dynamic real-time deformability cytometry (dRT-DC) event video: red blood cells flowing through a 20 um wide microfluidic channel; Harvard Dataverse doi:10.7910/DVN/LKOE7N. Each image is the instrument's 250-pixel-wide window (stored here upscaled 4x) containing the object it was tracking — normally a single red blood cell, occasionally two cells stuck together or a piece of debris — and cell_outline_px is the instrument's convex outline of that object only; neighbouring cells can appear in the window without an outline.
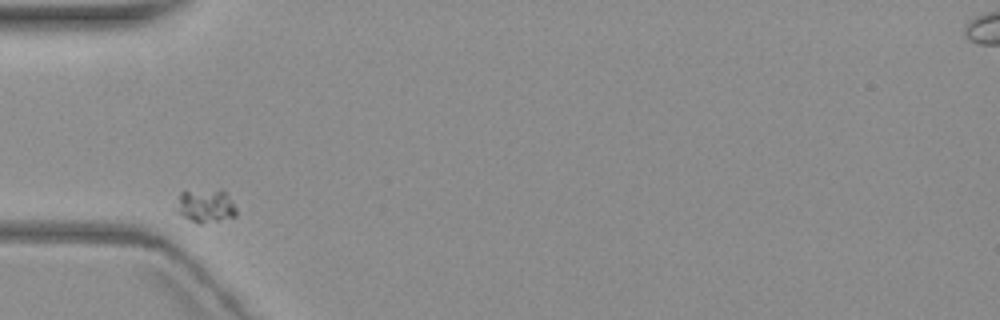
{"species": "common noctule bat (a hibernating species)", "species_latin": "Nyctalus noctula", "temperature_condition": "warm", "stored_images_in_passage": 3, "camera_frame_rate_fps": 3000, "um_per_image_px": 0.085, "animal": {"sex": "female", "body_mass_g": 19.3, "forearm_length_mm": 54.1}, "frame": {"image": 1, "passage_image": 1, "time_ms": 0.0, "image_size_px": [1000, 320], "cell_outline_px": [[236, 216], [220, 220], [200, 224], [196, 224], [176, 212], [180, 192], [220, 188], [232, 200], [236, 208]], "centroid_in_image_um": [17.49, 17.5], "position_along_channel_um": 67.5, "area_um2": 11.79}}
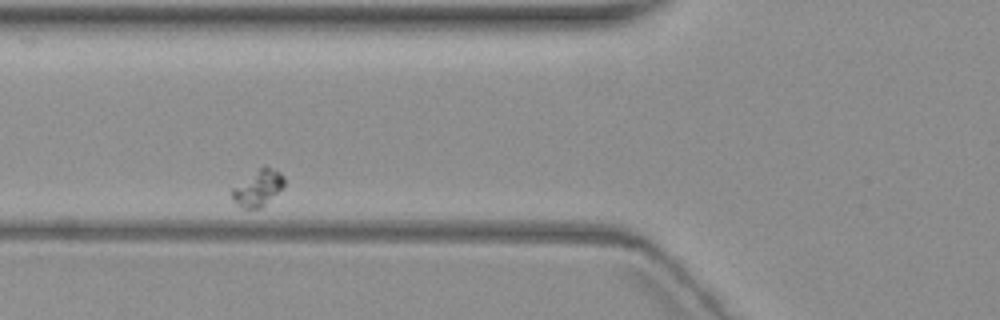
{"frame": {"image": 2, "passage_image": 2, "time_ms": 1.333, "image_size_px": [1000, 320], "cell_outline_px": [[284, 184], [260, 208], [240, 208], [232, 200], [232, 188], [264, 164], [276, 168], [284, 176]], "centroid_in_image_um": [21.91, 15.94], "position_along_channel_um": 103.9, "area_um2": 10.81}}
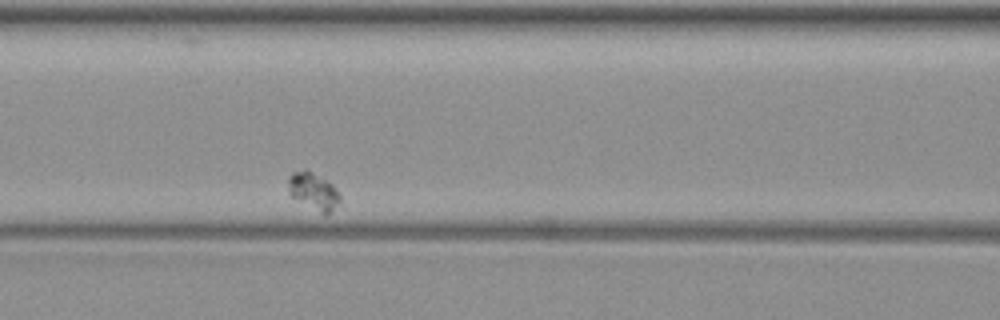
{"frame": {"image": 3, "passage_image": 3, "time_ms": 2.667, "image_size_px": [1000, 320], "cell_outline_px": [[340, 200], [328, 216], [324, 216], [292, 196], [288, 192], [288, 176], [292, 172], [304, 168], [308, 168], [328, 180], [336, 188], [340, 196]], "centroid_in_image_um": [26.64, 16.22], "position_along_channel_um": 140.0, "area_um2": 11.56}}